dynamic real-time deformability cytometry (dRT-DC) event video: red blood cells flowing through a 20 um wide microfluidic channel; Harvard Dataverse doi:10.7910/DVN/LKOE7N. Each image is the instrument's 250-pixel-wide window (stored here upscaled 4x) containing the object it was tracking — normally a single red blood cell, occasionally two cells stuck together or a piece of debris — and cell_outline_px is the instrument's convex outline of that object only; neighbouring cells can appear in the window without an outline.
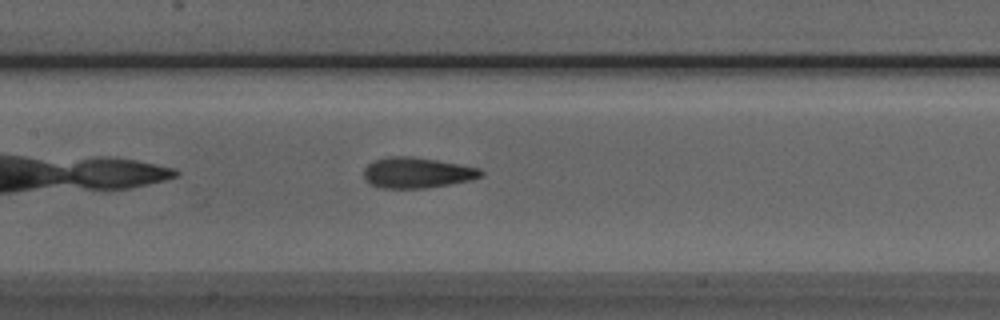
{"species": "Egyptian fruit bat (a non-hibernating species)", "species_latin": "Rousettus aegyptiacus", "temperature_condition": "room temperature", "stored_images_in_passage": 6, "camera_frame_rate_fps": 3000, "um_per_image_px": 0.085, "animal": {"sex": "male"}, "frame": {"image": 1, "passage_image": 6, "time_ms": 6.667, "image_size_px": [1000, 320], "cell_outline_px": [[484, 176], [472, 180], [424, 188], [380, 188], [364, 180], [364, 168], [368, 164], [376, 160], [388, 156], [412, 156], [460, 164], [480, 168], [484, 172]], "centroid_in_image_um": [35.46, 14.68], "position_along_channel_um": 171.9, "area_um2": 20.98}}